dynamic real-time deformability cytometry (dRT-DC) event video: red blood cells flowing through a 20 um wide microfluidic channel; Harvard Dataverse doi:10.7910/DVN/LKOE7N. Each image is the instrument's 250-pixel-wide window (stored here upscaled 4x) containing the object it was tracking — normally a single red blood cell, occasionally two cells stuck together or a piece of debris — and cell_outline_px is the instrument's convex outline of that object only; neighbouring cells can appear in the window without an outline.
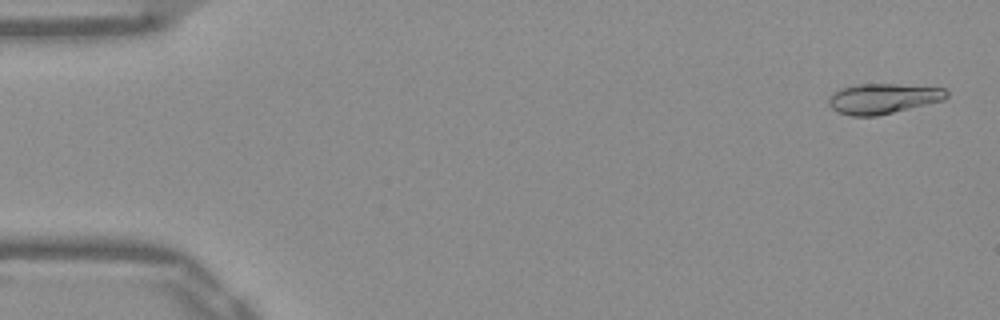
{"species": "Egyptian fruit bat (a non-hibernating species)", "species_latin": "Rousettus aegyptiacus", "temperature_condition": "warm", "stored_images_in_passage": 52, "camera_frame_rate_fps": 3000, "um_per_image_px": 0.085, "frame": {"image": 1, "passage_image": 2, "time_ms": 0.333, "image_size_px": [1000, 320], "cell_outline_px": [[948, 96], [944, 100], [876, 116], [852, 116], [836, 112], [828, 104], [828, 96], [832, 92], [840, 88], [856, 84], [896, 84], [944, 88], [948, 92]], "centroid_in_image_um": [75.0, 8.37], "position_along_channel_um": 10.0, "area_um2": 20.87}}
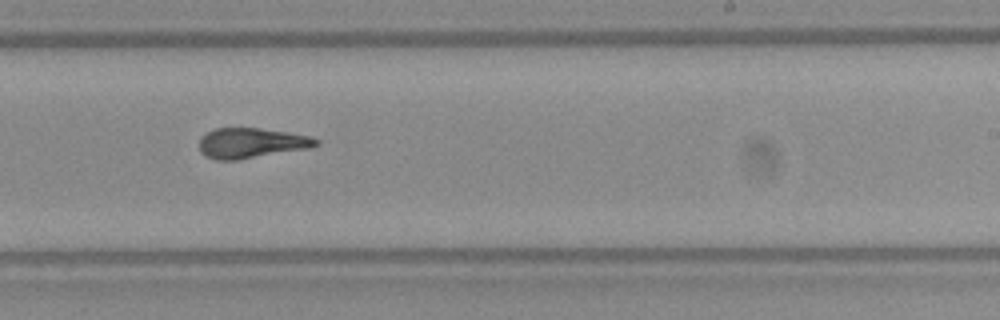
{"frame": {"image": 2, "passage_image": 32, "time_ms": 10.333, "image_size_px": [1000, 320], "cell_outline_px": [[320, 144], [312, 148], [240, 160], [216, 160], [204, 156], [200, 152], [200, 136], [212, 128], [260, 128], [288, 132], [312, 136], [320, 140]], "centroid_in_image_um": [21.39, 12.16], "position_along_channel_um": 267.6, "area_um2": 21.1}}
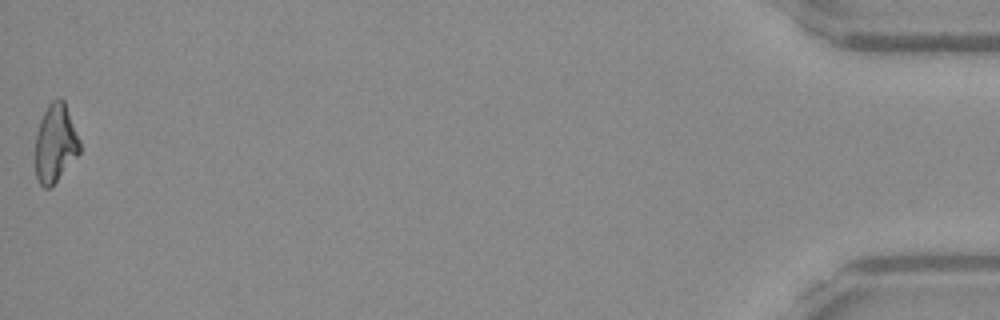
{"frame": {"image": 3, "passage_image": 52, "time_ms": 17.0, "image_size_px": [1000, 320], "cell_outline_px": [[80, 152], [56, 180], [48, 188], [44, 188], [40, 184], [36, 176], [36, 132], [40, 120], [48, 104], [52, 100], [60, 96], [64, 100], [80, 140]], "centroid_in_image_um": [4.7, 12.13], "position_along_channel_um": 430.5, "area_um2": 20.0}, "authors_computed_cell_mechanics": {"area_um2": 20.519, "velocity_mm_per_s": 3.9026, "shape_relaxation_time_tau1_ms": null, "shape_relaxation_time_tau2_ms": 1.1252, "deformation_change_tau1": null, "deformation_change_tau2": 0.0762}}